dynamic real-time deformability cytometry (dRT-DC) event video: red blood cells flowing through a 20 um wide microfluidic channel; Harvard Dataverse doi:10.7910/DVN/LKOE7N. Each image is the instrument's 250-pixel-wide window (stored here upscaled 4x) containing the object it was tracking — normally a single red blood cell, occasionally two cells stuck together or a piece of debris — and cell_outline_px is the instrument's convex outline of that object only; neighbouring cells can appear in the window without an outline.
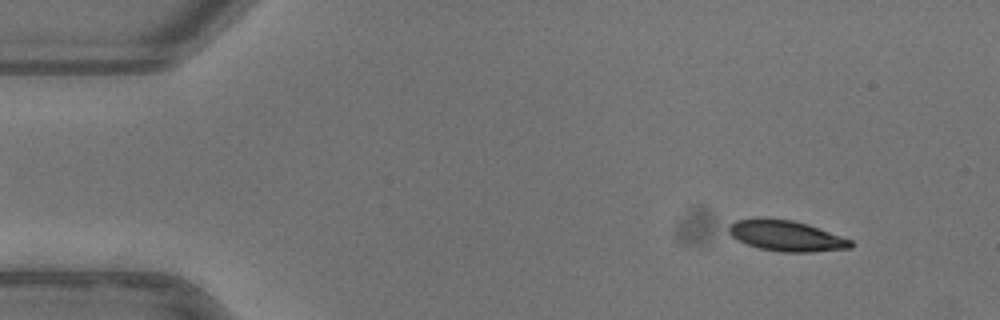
{"species": "common noctule bat (a hibernating species)", "species_latin": "Nyctalus noctula", "temperature_condition": "warm", "stored_images_in_passage": 16, "camera_frame_rate_fps": 3000, "um_per_image_px": 0.085, "animal": {"sex": "female"}, "frame": {"image": 1, "passage_image": 5, "time_ms": 1.333, "image_size_px": [1000, 320], "cell_outline_px": [[852, 248], [808, 252], [784, 252], [760, 248], [736, 240], [728, 232], [728, 224], [736, 220], [756, 216], [764, 216], [792, 220], [808, 224], [852, 240]], "centroid_in_image_um": [66.77, 20.01], "position_along_channel_um": 18.2, "area_um2": 22.14}}